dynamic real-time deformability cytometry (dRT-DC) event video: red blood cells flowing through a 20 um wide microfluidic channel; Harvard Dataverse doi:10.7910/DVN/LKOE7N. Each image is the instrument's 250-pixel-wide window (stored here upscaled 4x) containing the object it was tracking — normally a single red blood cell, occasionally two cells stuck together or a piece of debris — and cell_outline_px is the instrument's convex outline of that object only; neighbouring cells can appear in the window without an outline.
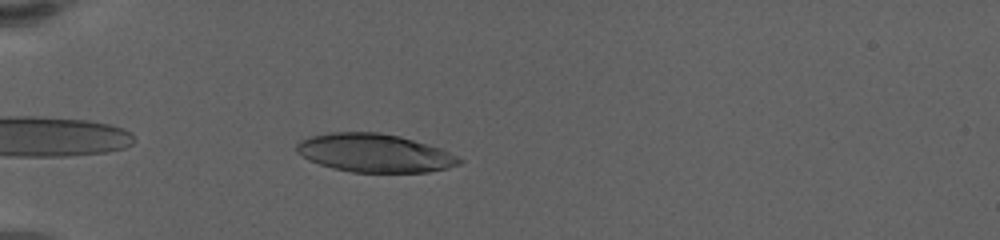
{"species": "human", "species_latin": "Homo sapiens", "temperature_condition": "warm", "stored_images_in_passage": 41, "camera_frame_rate_fps": 3000, "um_per_image_px": 0.085, "donor": {"sex": "female"}, "frame": {"image": 1, "passage_image": 3, "time_ms": 0.667, "image_size_px": [1000, 240], "cell_outline_px": [[464, 160], [460, 164], [448, 168], [428, 172], [352, 172], [332, 168], [308, 160], [296, 152], [296, 144], [300, 140], [308, 136], [328, 132], [380, 132], [400, 136], [440, 148]], "centroid_in_image_um": [31.8, 13.0], "position_along_channel_um": 53.2, "area_um2": 36.47}}
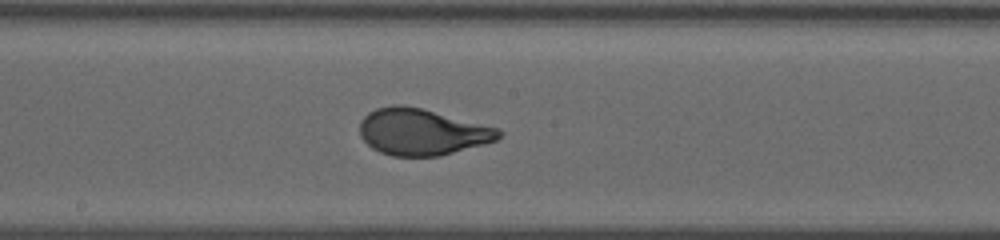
{"frame": {"image": 2, "passage_image": 19, "time_ms": 6.0, "image_size_px": [1000, 240], "cell_outline_px": [[504, 132], [496, 140], [484, 144], [440, 156], [392, 156], [380, 152], [372, 148], [360, 136], [360, 120], [368, 112], [376, 108], [392, 104], [400, 104], [420, 108], [496, 128]], "centroid_in_image_um": [35.81, 11.22], "position_along_channel_um": 212.4, "area_um2": 37.34}}
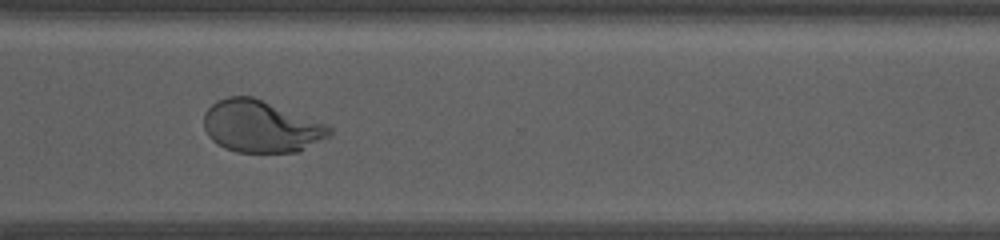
{"frame": {"image": 3, "passage_image": 31, "time_ms": 10.0, "image_size_px": [1000, 240], "cell_outline_px": [[332, 136], [296, 152], [236, 152], [224, 148], [216, 144], [208, 136], [204, 128], [204, 112], [216, 100], [228, 96], [252, 96], [324, 124], [332, 128]], "centroid_in_image_um": [22.14, 10.76], "position_along_channel_um": 348.5, "area_um2": 37.86}, "authors_computed_cell_mechanics": {"area_um2": 37.859, "velocity_mm_per_s": 3.4099, "shape_relaxation_time_tau1_ms": 4.981, "shape_relaxation_time_tau2_ms": null, "deformation_change_tau1": 0.2262, "deformation_change_tau2": null}}